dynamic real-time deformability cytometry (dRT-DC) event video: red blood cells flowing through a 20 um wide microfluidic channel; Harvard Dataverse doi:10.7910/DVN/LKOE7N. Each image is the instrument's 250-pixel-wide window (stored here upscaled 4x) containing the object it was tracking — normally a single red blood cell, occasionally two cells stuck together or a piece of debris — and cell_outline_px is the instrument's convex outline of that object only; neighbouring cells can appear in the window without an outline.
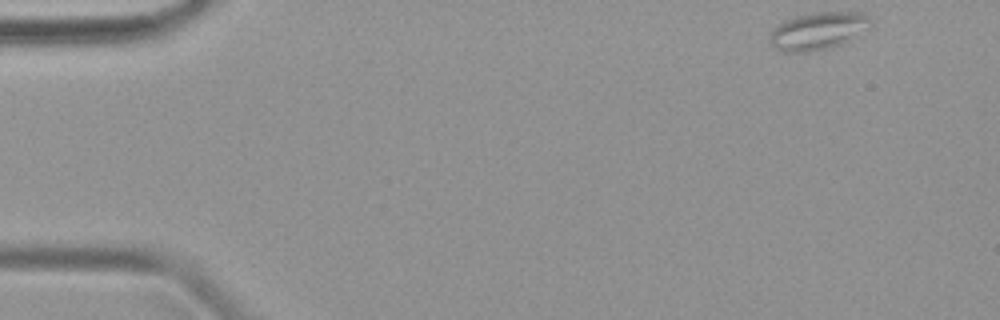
{"species": "common noctule bat (a hibernating species)", "species_latin": "Nyctalus noctula", "temperature_condition": "warm", "stored_images_in_passage": 45, "camera_frame_rate_fps": 3000, "um_per_image_px": 0.085, "animal": {"sex": "female", "body_mass_g": 19.9}, "frame": {"image": 1, "passage_image": 1, "time_ms": 0.0, "image_size_px": [1000, 320], "cell_outline_px": [[872, 28], [840, 44], [828, 48], [804, 52], [784, 52], [776, 48], [768, 40], [768, 36], [784, 20], [796, 16], [812, 12], [864, 12], [872, 20]], "centroid_in_image_um": [69.58, 2.61], "position_along_channel_um": 15.4, "area_um2": 22.08}}
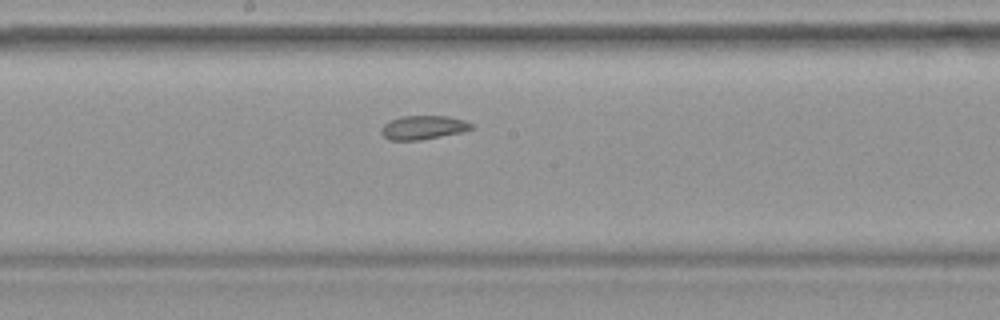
{"frame": {"image": 2, "passage_image": 23, "time_ms": 7.333, "image_size_px": [1000, 320], "cell_outline_px": [[472, 128], [464, 132], [420, 140], [388, 140], [380, 132], [380, 128], [388, 120], [404, 116], [448, 116], [464, 120], [472, 124]], "centroid_in_image_um": [35.95, 10.84], "position_along_channel_um": 212.3, "area_um2": 12.6}}
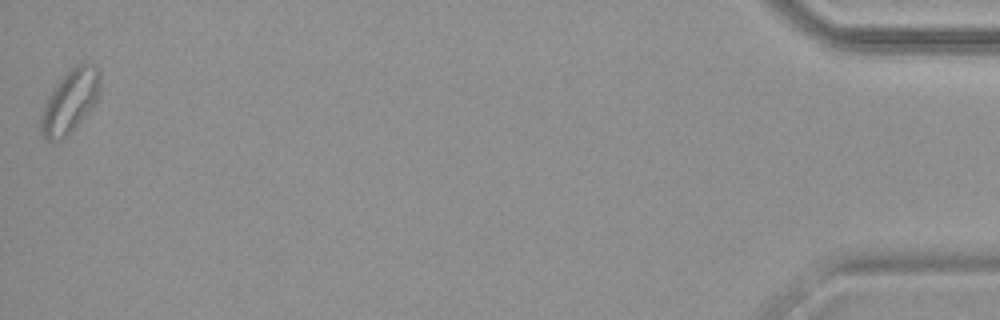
{"frame": {"image": 3, "passage_image": 45, "time_ms": 14.667, "image_size_px": [1000, 320], "cell_outline_px": [[100, 88], [96, 100], [80, 120], [60, 140], [48, 140], [40, 132], [40, 116], [44, 104], [52, 88], [76, 64], [96, 64], [100, 72]], "centroid_in_image_um": [5.93, 8.57], "position_along_channel_um": 429.3, "area_um2": 21.1}}